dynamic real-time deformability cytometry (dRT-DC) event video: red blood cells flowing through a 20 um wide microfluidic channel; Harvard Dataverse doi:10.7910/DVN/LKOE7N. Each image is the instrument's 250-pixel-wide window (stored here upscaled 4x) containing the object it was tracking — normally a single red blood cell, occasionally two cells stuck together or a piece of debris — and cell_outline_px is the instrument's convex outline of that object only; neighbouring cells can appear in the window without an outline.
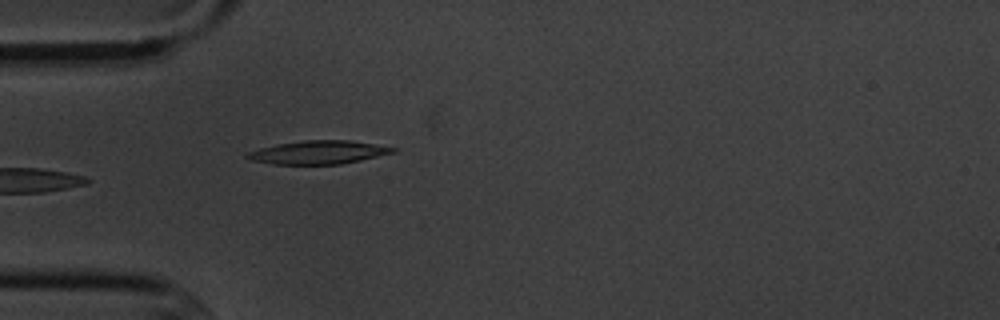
{"species": "common noctule bat (a hibernating species)", "species_latin": "Nyctalus noctula", "temperature_condition": "cold", "stored_images_in_passage": 4, "camera_frame_rate_fps": 3000, "um_per_image_px": 0.085, "animal": {"sex": "male", "body_mass_g": 20.1, "forearm_length_mm": 53.5}, "frame": {"image": 1, "passage_image": 4, "time_ms": 3.333, "image_size_px": [1000, 320], "cell_outline_px": [[396, 152], [360, 160], [340, 164], [272, 164], [252, 160], [244, 156], [248, 152], [260, 148], [276, 144], [304, 140], [348, 140], [396, 148]], "centroid_in_image_um": [27.03, 12.95], "position_along_channel_um": 58.0, "area_um2": 19.59}}